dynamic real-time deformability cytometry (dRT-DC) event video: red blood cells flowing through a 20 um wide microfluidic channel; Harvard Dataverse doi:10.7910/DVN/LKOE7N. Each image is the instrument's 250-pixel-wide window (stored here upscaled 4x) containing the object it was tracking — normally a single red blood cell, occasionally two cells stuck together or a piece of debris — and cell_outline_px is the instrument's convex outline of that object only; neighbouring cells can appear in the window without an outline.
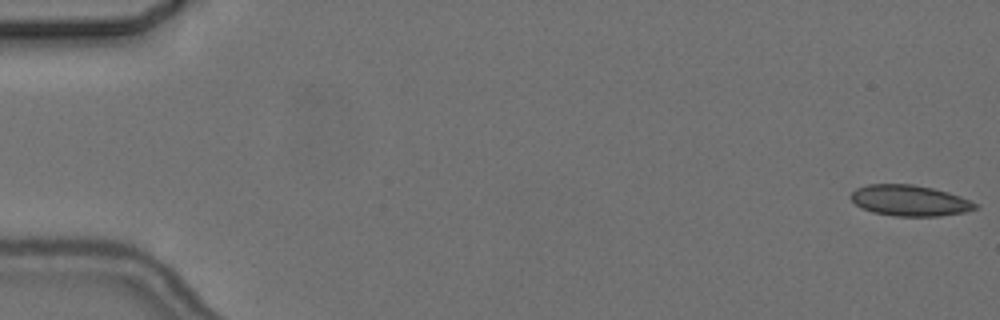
{"species": "common noctule bat (a hibernating species)", "species_latin": "Nyctalus noctula", "temperature_condition": "cold", "stored_images_in_passage": 6, "camera_frame_rate_fps": 3000, "um_per_image_px": 0.085, "animal": {"sex": "female", "body_mass_g": 24.6, "forearm_length_mm": 56.2}, "frame": {"image": 1, "passage_image": 1, "time_ms": 0.0, "image_size_px": [1000, 320], "cell_outline_px": [[980, 208], [964, 212], [940, 216], [896, 216], [872, 212], [856, 204], [848, 196], [856, 188], [868, 184], [912, 184], [932, 188], [948, 192], [960, 196], [980, 204]], "centroid_in_image_um": [77.36, 17.04], "position_along_channel_um": 7.6, "area_um2": 22.48}}
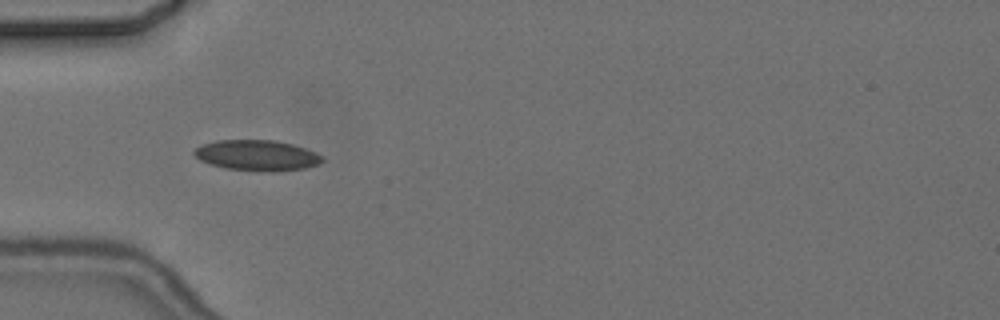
{"frame": {"image": 2, "passage_image": 5, "time_ms": 5.667, "image_size_px": [1000, 320], "cell_outline_px": [[324, 160], [320, 164], [304, 168], [272, 172], [260, 172], [224, 168], [200, 160], [192, 152], [196, 148], [204, 144], [216, 140], [276, 140], [292, 144], [316, 152], [324, 156]], "centroid_in_image_um": [21.88, 13.21], "position_along_channel_um": 63.1, "area_um2": 23.0}}